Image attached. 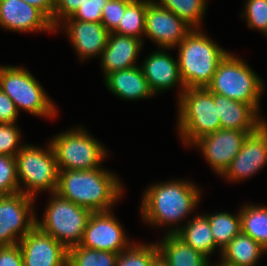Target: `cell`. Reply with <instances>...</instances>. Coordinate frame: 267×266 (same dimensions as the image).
Masks as SVG:
<instances>
[{"label": "cell", "instance_id": "obj_39", "mask_svg": "<svg viewBox=\"0 0 267 266\" xmlns=\"http://www.w3.org/2000/svg\"><path fill=\"white\" fill-rule=\"evenodd\" d=\"M41 10L52 22L54 16V0H23Z\"/></svg>", "mask_w": 267, "mask_h": 266}, {"label": "cell", "instance_id": "obj_40", "mask_svg": "<svg viewBox=\"0 0 267 266\" xmlns=\"http://www.w3.org/2000/svg\"><path fill=\"white\" fill-rule=\"evenodd\" d=\"M152 266H165L164 263L158 258Z\"/></svg>", "mask_w": 267, "mask_h": 266}, {"label": "cell", "instance_id": "obj_19", "mask_svg": "<svg viewBox=\"0 0 267 266\" xmlns=\"http://www.w3.org/2000/svg\"><path fill=\"white\" fill-rule=\"evenodd\" d=\"M143 46L144 42L140 39L110 32L100 56L103 77L113 71L139 66L137 61Z\"/></svg>", "mask_w": 267, "mask_h": 266}, {"label": "cell", "instance_id": "obj_35", "mask_svg": "<svg viewBox=\"0 0 267 266\" xmlns=\"http://www.w3.org/2000/svg\"><path fill=\"white\" fill-rule=\"evenodd\" d=\"M108 0H88L80 5L75 13L66 19H75L86 22H101L102 10Z\"/></svg>", "mask_w": 267, "mask_h": 266}, {"label": "cell", "instance_id": "obj_22", "mask_svg": "<svg viewBox=\"0 0 267 266\" xmlns=\"http://www.w3.org/2000/svg\"><path fill=\"white\" fill-rule=\"evenodd\" d=\"M158 246V258L165 266H212L211 260L186 244L176 234H164Z\"/></svg>", "mask_w": 267, "mask_h": 266}, {"label": "cell", "instance_id": "obj_4", "mask_svg": "<svg viewBox=\"0 0 267 266\" xmlns=\"http://www.w3.org/2000/svg\"><path fill=\"white\" fill-rule=\"evenodd\" d=\"M236 55L232 52L226 54L206 88L212 93L251 104L260 112V102L267 84L246 61Z\"/></svg>", "mask_w": 267, "mask_h": 266}, {"label": "cell", "instance_id": "obj_28", "mask_svg": "<svg viewBox=\"0 0 267 266\" xmlns=\"http://www.w3.org/2000/svg\"><path fill=\"white\" fill-rule=\"evenodd\" d=\"M148 4L149 1L129 3L113 33L140 39L144 42L145 15Z\"/></svg>", "mask_w": 267, "mask_h": 266}, {"label": "cell", "instance_id": "obj_32", "mask_svg": "<svg viewBox=\"0 0 267 266\" xmlns=\"http://www.w3.org/2000/svg\"><path fill=\"white\" fill-rule=\"evenodd\" d=\"M20 192L17 179L16 158L0 155V196Z\"/></svg>", "mask_w": 267, "mask_h": 266}, {"label": "cell", "instance_id": "obj_11", "mask_svg": "<svg viewBox=\"0 0 267 266\" xmlns=\"http://www.w3.org/2000/svg\"><path fill=\"white\" fill-rule=\"evenodd\" d=\"M112 210L93 212L80 246L119 254L133 242Z\"/></svg>", "mask_w": 267, "mask_h": 266}, {"label": "cell", "instance_id": "obj_1", "mask_svg": "<svg viewBox=\"0 0 267 266\" xmlns=\"http://www.w3.org/2000/svg\"><path fill=\"white\" fill-rule=\"evenodd\" d=\"M142 194L141 219L150 227H168L164 234H176L184 225L182 221L189 220L188 215L198 208L202 196L193 181L181 178L151 184Z\"/></svg>", "mask_w": 267, "mask_h": 266}, {"label": "cell", "instance_id": "obj_33", "mask_svg": "<svg viewBox=\"0 0 267 266\" xmlns=\"http://www.w3.org/2000/svg\"><path fill=\"white\" fill-rule=\"evenodd\" d=\"M17 123H0V155L15 157L26 143H22Z\"/></svg>", "mask_w": 267, "mask_h": 266}, {"label": "cell", "instance_id": "obj_38", "mask_svg": "<svg viewBox=\"0 0 267 266\" xmlns=\"http://www.w3.org/2000/svg\"><path fill=\"white\" fill-rule=\"evenodd\" d=\"M18 116L14 102L0 89V123H17Z\"/></svg>", "mask_w": 267, "mask_h": 266}, {"label": "cell", "instance_id": "obj_14", "mask_svg": "<svg viewBox=\"0 0 267 266\" xmlns=\"http://www.w3.org/2000/svg\"><path fill=\"white\" fill-rule=\"evenodd\" d=\"M250 133L231 129H219L197 140L191 147L199 149L209 167L221 176L240 151Z\"/></svg>", "mask_w": 267, "mask_h": 266}, {"label": "cell", "instance_id": "obj_17", "mask_svg": "<svg viewBox=\"0 0 267 266\" xmlns=\"http://www.w3.org/2000/svg\"><path fill=\"white\" fill-rule=\"evenodd\" d=\"M169 50L172 48H158L152 51L139 66L155 95L177 86L179 98L186 88L180 77L178 59L172 57Z\"/></svg>", "mask_w": 267, "mask_h": 266}, {"label": "cell", "instance_id": "obj_6", "mask_svg": "<svg viewBox=\"0 0 267 266\" xmlns=\"http://www.w3.org/2000/svg\"><path fill=\"white\" fill-rule=\"evenodd\" d=\"M0 89L14 102L17 111L33 116L57 117V106L35 76L23 66L0 65Z\"/></svg>", "mask_w": 267, "mask_h": 266}, {"label": "cell", "instance_id": "obj_41", "mask_svg": "<svg viewBox=\"0 0 267 266\" xmlns=\"http://www.w3.org/2000/svg\"><path fill=\"white\" fill-rule=\"evenodd\" d=\"M123 1L129 2V3H138V2H146L149 0H123Z\"/></svg>", "mask_w": 267, "mask_h": 266}, {"label": "cell", "instance_id": "obj_2", "mask_svg": "<svg viewBox=\"0 0 267 266\" xmlns=\"http://www.w3.org/2000/svg\"><path fill=\"white\" fill-rule=\"evenodd\" d=\"M116 174L100 167L91 170H59L56 193L92 212L110 211L125 192Z\"/></svg>", "mask_w": 267, "mask_h": 266}, {"label": "cell", "instance_id": "obj_36", "mask_svg": "<svg viewBox=\"0 0 267 266\" xmlns=\"http://www.w3.org/2000/svg\"><path fill=\"white\" fill-rule=\"evenodd\" d=\"M86 1L88 0H54L53 26L56 27L61 21L71 17Z\"/></svg>", "mask_w": 267, "mask_h": 266}, {"label": "cell", "instance_id": "obj_26", "mask_svg": "<svg viewBox=\"0 0 267 266\" xmlns=\"http://www.w3.org/2000/svg\"><path fill=\"white\" fill-rule=\"evenodd\" d=\"M211 227V233L216 246L222 250L238 235L241 230V216L239 211L231 214L227 211L205 213Z\"/></svg>", "mask_w": 267, "mask_h": 266}, {"label": "cell", "instance_id": "obj_8", "mask_svg": "<svg viewBox=\"0 0 267 266\" xmlns=\"http://www.w3.org/2000/svg\"><path fill=\"white\" fill-rule=\"evenodd\" d=\"M50 197L42 218L36 215V226L66 249L80 245L93 212L61 197L56 192L51 193Z\"/></svg>", "mask_w": 267, "mask_h": 266}, {"label": "cell", "instance_id": "obj_42", "mask_svg": "<svg viewBox=\"0 0 267 266\" xmlns=\"http://www.w3.org/2000/svg\"><path fill=\"white\" fill-rule=\"evenodd\" d=\"M216 263L217 264L214 263V265L212 264V266H225V265L219 264L218 261Z\"/></svg>", "mask_w": 267, "mask_h": 266}, {"label": "cell", "instance_id": "obj_9", "mask_svg": "<svg viewBox=\"0 0 267 266\" xmlns=\"http://www.w3.org/2000/svg\"><path fill=\"white\" fill-rule=\"evenodd\" d=\"M59 170H91L103 167L108 157L107 148L85 127H69L49 140Z\"/></svg>", "mask_w": 267, "mask_h": 266}, {"label": "cell", "instance_id": "obj_3", "mask_svg": "<svg viewBox=\"0 0 267 266\" xmlns=\"http://www.w3.org/2000/svg\"><path fill=\"white\" fill-rule=\"evenodd\" d=\"M202 29L192 31L179 43L178 66L185 88H206L228 50L219 46Z\"/></svg>", "mask_w": 267, "mask_h": 266}, {"label": "cell", "instance_id": "obj_29", "mask_svg": "<svg viewBox=\"0 0 267 266\" xmlns=\"http://www.w3.org/2000/svg\"><path fill=\"white\" fill-rule=\"evenodd\" d=\"M118 254L82 247L68 249L67 266H116Z\"/></svg>", "mask_w": 267, "mask_h": 266}, {"label": "cell", "instance_id": "obj_23", "mask_svg": "<svg viewBox=\"0 0 267 266\" xmlns=\"http://www.w3.org/2000/svg\"><path fill=\"white\" fill-rule=\"evenodd\" d=\"M267 250L242 231L221 250L219 264L225 266H256Z\"/></svg>", "mask_w": 267, "mask_h": 266}, {"label": "cell", "instance_id": "obj_34", "mask_svg": "<svg viewBox=\"0 0 267 266\" xmlns=\"http://www.w3.org/2000/svg\"><path fill=\"white\" fill-rule=\"evenodd\" d=\"M129 2L123 0H108L102 10L101 23L109 32H113L119 25Z\"/></svg>", "mask_w": 267, "mask_h": 266}, {"label": "cell", "instance_id": "obj_15", "mask_svg": "<svg viewBox=\"0 0 267 266\" xmlns=\"http://www.w3.org/2000/svg\"><path fill=\"white\" fill-rule=\"evenodd\" d=\"M65 31L78 59L87 61L101 56L106 48L109 31L101 22L64 19L55 27V33Z\"/></svg>", "mask_w": 267, "mask_h": 266}, {"label": "cell", "instance_id": "obj_31", "mask_svg": "<svg viewBox=\"0 0 267 266\" xmlns=\"http://www.w3.org/2000/svg\"><path fill=\"white\" fill-rule=\"evenodd\" d=\"M241 17L247 27L262 32L267 37V0H246Z\"/></svg>", "mask_w": 267, "mask_h": 266}, {"label": "cell", "instance_id": "obj_27", "mask_svg": "<svg viewBox=\"0 0 267 266\" xmlns=\"http://www.w3.org/2000/svg\"><path fill=\"white\" fill-rule=\"evenodd\" d=\"M172 11L193 29H202L208 0H155Z\"/></svg>", "mask_w": 267, "mask_h": 266}, {"label": "cell", "instance_id": "obj_37", "mask_svg": "<svg viewBox=\"0 0 267 266\" xmlns=\"http://www.w3.org/2000/svg\"><path fill=\"white\" fill-rule=\"evenodd\" d=\"M0 266H23L21 248L18 244L0 246Z\"/></svg>", "mask_w": 267, "mask_h": 266}, {"label": "cell", "instance_id": "obj_16", "mask_svg": "<svg viewBox=\"0 0 267 266\" xmlns=\"http://www.w3.org/2000/svg\"><path fill=\"white\" fill-rule=\"evenodd\" d=\"M23 266H67L68 249L35 226L18 243Z\"/></svg>", "mask_w": 267, "mask_h": 266}, {"label": "cell", "instance_id": "obj_5", "mask_svg": "<svg viewBox=\"0 0 267 266\" xmlns=\"http://www.w3.org/2000/svg\"><path fill=\"white\" fill-rule=\"evenodd\" d=\"M177 132L184 146L221 129L214 93L207 88H186L177 98Z\"/></svg>", "mask_w": 267, "mask_h": 266}, {"label": "cell", "instance_id": "obj_12", "mask_svg": "<svg viewBox=\"0 0 267 266\" xmlns=\"http://www.w3.org/2000/svg\"><path fill=\"white\" fill-rule=\"evenodd\" d=\"M192 29L172 11L162 7L155 0H149L145 15L144 38L151 40L158 48L174 49Z\"/></svg>", "mask_w": 267, "mask_h": 266}, {"label": "cell", "instance_id": "obj_18", "mask_svg": "<svg viewBox=\"0 0 267 266\" xmlns=\"http://www.w3.org/2000/svg\"><path fill=\"white\" fill-rule=\"evenodd\" d=\"M0 28L12 32L55 33L51 20L23 0H0Z\"/></svg>", "mask_w": 267, "mask_h": 266}, {"label": "cell", "instance_id": "obj_21", "mask_svg": "<svg viewBox=\"0 0 267 266\" xmlns=\"http://www.w3.org/2000/svg\"><path fill=\"white\" fill-rule=\"evenodd\" d=\"M104 82L107 90L121 100L136 101L155 96L140 66L113 71L104 77Z\"/></svg>", "mask_w": 267, "mask_h": 266}, {"label": "cell", "instance_id": "obj_25", "mask_svg": "<svg viewBox=\"0 0 267 266\" xmlns=\"http://www.w3.org/2000/svg\"><path fill=\"white\" fill-rule=\"evenodd\" d=\"M241 230L267 250V206L244 204L239 208Z\"/></svg>", "mask_w": 267, "mask_h": 266}, {"label": "cell", "instance_id": "obj_10", "mask_svg": "<svg viewBox=\"0 0 267 266\" xmlns=\"http://www.w3.org/2000/svg\"><path fill=\"white\" fill-rule=\"evenodd\" d=\"M35 200L21 192L0 196V246L18 244L36 226Z\"/></svg>", "mask_w": 267, "mask_h": 266}, {"label": "cell", "instance_id": "obj_24", "mask_svg": "<svg viewBox=\"0 0 267 266\" xmlns=\"http://www.w3.org/2000/svg\"><path fill=\"white\" fill-rule=\"evenodd\" d=\"M193 216L192 219L186 221L176 235L208 259L218 250L221 254V250L214 242L210 223L204 213L196 215L194 213Z\"/></svg>", "mask_w": 267, "mask_h": 266}, {"label": "cell", "instance_id": "obj_7", "mask_svg": "<svg viewBox=\"0 0 267 266\" xmlns=\"http://www.w3.org/2000/svg\"><path fill=\"white\" fill-rule=\"evenodd\" d=\"M15 158L21 193L36 199L40 192L51 194L57 191L59 168L49 141L43 148L25 144Z\"/></svg>", "mask_w": 267, "mask_h": 266}, {"label": "cell", "instance_id": "obj_13", "mask_svg": "<svg viewBox=\"0 0 267 266\" xmlns=\"http://www.w3.org/2000/svg\"><path fill=\"white\" fill-rule=\"evenodd\" d=\"M267 166V121L245 138L242 147L220 176L227 182L249 179Z\"/></svg>", "mask_w": 267, "mask_h": 266}, {"label": "cell", "instance_id": "obj_20", "mask_svg": "<svg viewBox=\"0 0 267 266\" xmlns=\"http://www.w3.org/2000/svg\"><path fill=\"white\" fill-rule=\"evenodd\" d=\"M214 104H217V115L222 129L255 132L267 120L251 104L236 101L214 93Z\"/></svg>", "mask_w": 267, "mask_h": 266}, {"label": "cell", "instance_id": "obj_30", "mask_svg": "<svg viewBox=\"0 0 267 266\" xmlns=\"http://www.w3.org/2000/svg\"><path fill=\"white\" fill-rule=\"evenodd\" d=\"M158 259L156 242L132 243L118 254L116 266H152Z\"/></svg>", "mask_w": 267, "mask_h": 266}]
</instances>
